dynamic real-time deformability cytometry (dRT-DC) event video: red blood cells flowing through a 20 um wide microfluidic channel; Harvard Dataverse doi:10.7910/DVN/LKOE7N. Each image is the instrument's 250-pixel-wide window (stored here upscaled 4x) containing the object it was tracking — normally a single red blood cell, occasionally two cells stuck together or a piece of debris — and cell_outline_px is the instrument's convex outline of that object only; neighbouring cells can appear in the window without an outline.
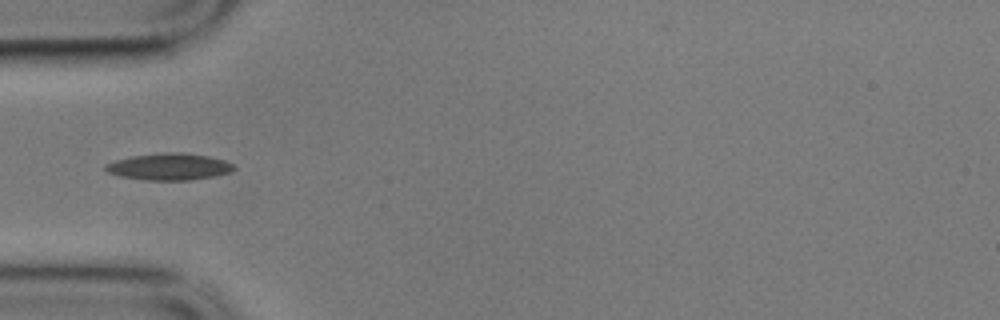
{"species": "common noctule bat (a hibernating species)", "species_latin": "Nyctalus noctula", "temperature_condition": "cold", "stored_images_in_passage": 8, "camera_frame_rate_fps": 3000, "um_per_image_px": 0.085, "animal": {"sex": "male", "body_mass_g": 17.9}, "frame": {"image": 1, "passage_image": 4, "time_ms": 1.0, "image_size_px": [1000, 320], "cell_outline_px": [[236, 168], [232, 172], [212, 176], [188, 180], [148, 180], [120, 176], [108, 172], [104, 168], [104, 164], [116, 160], [132, 156], [168, 152], [180, 152], [208, 156], [224, 160], [232, 164]], "centroid_in_image_um": [14.38, 14.16], "position_along_channel_um": 70.6, "area_um2": 19.83}}
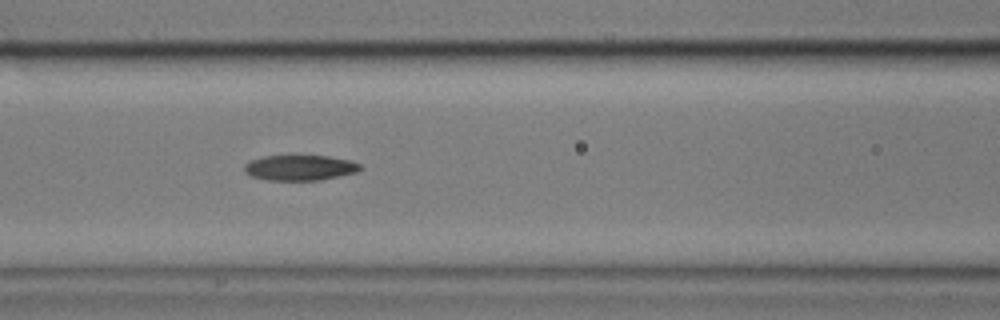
{"frame": {"image": 2, "passage_image": 6, "time_ms": 1.667, "image_size_px": [1000, 320], "cell_outline_px": [[360, 168], [356, 172], [320, 180], [268, 180], [252, 176], [244, 172], [244, 164], [252, 160], [264, 156], [328, 156], [352, 160], [360, 164]], "centroid_in_image_um": [25.48, 14.25], "position_along_channel_um": 141.1, "area_um2": 16.99}}